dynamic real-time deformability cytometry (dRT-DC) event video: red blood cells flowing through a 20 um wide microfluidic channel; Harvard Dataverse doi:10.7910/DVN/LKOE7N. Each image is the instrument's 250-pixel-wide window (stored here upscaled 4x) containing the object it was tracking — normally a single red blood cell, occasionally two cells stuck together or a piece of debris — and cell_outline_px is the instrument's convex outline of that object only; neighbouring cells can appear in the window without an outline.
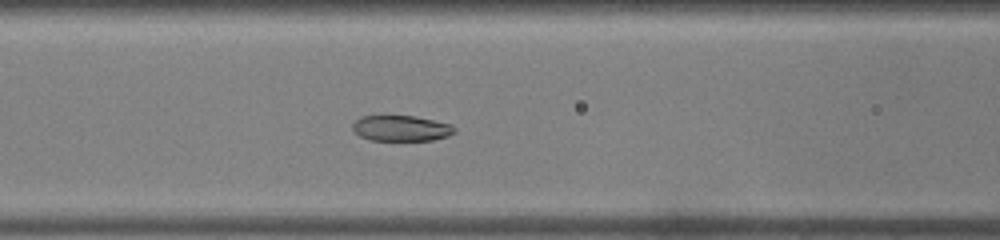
{"species": "common noctule bat (a hibernating species)", "species_latin": "Nyctalus noctula", "temperature_condition": "warm", "stored_images_in_passage": 45, "camera_frame_rate_fps": 3000, "um_per_image_px": 0.085, "animal": {"sex": "male", "body_mass_g": 19.0, "forearm_length_mm": 50.8}, "frame": {"image": 1, "passage_image": 18, "time_ms": 5.667, "image_size_px": [1000, 240], "cell_outline_px": [[456, 132], [448, 136], [432, 140], [368, 140], [360, 136], [352, 128], [352, 124], [360, 116], [416, 116], [452, 124], [456, 128]], "centroid_in_image_um": [34.12, 10.9], "position_along_channel_um": 132.5, "area_um2": 15.32}}
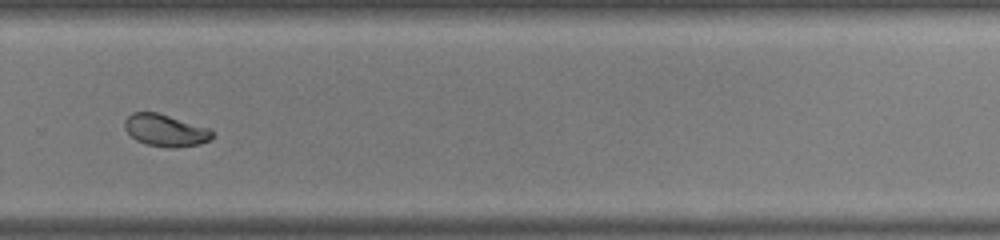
{"frame": {"image": 2, "passage_image": 31, "time_ms": 10.0, "image_size_px": [1000, 240], "cell_outline_px": [[212, 136], [208, 140], [200, 144], [172, 148], [168, 148], [148, 144], [136, 140], [124, 128], [124, 120], [132, 112], [156, 112], [212, 128]], "centroid_in_image_um": [14.06, 11.07], "position_along_channel_um": 315.7, "area_um2": 16.36}}
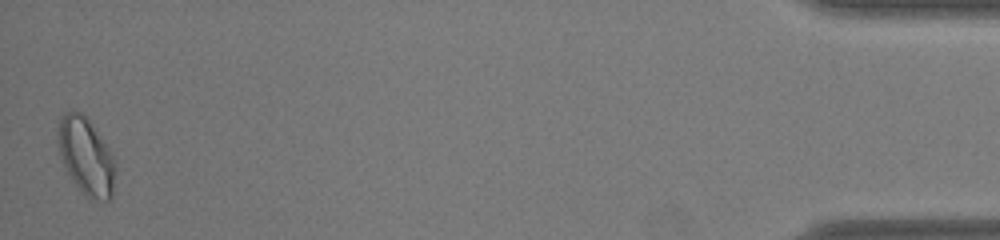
{"frame": {"image": 3, "passage_image": 45, "time_ms": 14.667, "image_size_px": [1000, 240], "cell_outline_px": [[112, 196], [108, 200], [104, 200], [84, 196], [72, 180], [60, 160], [56, 144], [56, 128], [64, 112], [80, 112], [88, 120], [108, 148], [112, 156]], "centroid_in_image_um": [7.2, 13.26], "position_along_channel_um": 428.0, "area_um2": 25.2}, "authors_computed_cell_mechanics": {"area_um2": 17.9758, "velocity_mm_per_s": 4.2376, "shape_relaxation_time_tau1_ms": 3.9843, "shape_relaxation_time_tau2_ms": 1.5852, "deformation_change_tau1": 0.1444, "deformation_change_tau2": 0.0304}}